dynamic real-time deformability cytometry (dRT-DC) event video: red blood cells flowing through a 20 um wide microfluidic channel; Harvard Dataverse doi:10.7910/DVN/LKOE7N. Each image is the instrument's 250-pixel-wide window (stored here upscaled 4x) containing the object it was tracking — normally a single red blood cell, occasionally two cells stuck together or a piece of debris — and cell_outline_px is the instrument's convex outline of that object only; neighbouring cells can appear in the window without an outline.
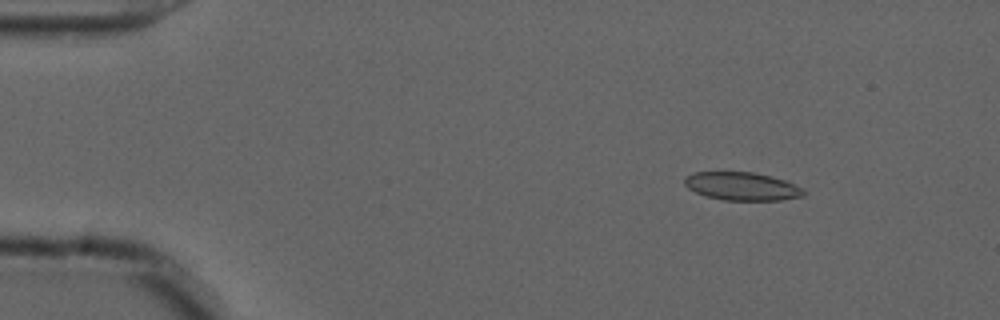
{"species": "common noctule bat (a hibernating species)", "species_latin": "Nyctalus noctula", "temperature_condition": "cold", "stored_images_in_passage": 10, "camera_frame_rate_fps": 3000, "um_per_image_px": 0.085, "animal": {"sex": "male", "forearm_length_mm": 52.5}, "frame": {"image": 1, "passage_image": 1, "time_ms": 0.0, "image_size_px": [1000, 320], "cell_outline_px": [[804, 196], [780, 200], [724, 200], [704, 196], [688, 188], [684, 184], [684, 176], [692, 172], [752, 172], [772, 176], [788, 180], [804, 188]], "centroid_in_image_um": [63.08, 15.83], "position_along_channel_um": 21.9, "area_um2": 19.83}}